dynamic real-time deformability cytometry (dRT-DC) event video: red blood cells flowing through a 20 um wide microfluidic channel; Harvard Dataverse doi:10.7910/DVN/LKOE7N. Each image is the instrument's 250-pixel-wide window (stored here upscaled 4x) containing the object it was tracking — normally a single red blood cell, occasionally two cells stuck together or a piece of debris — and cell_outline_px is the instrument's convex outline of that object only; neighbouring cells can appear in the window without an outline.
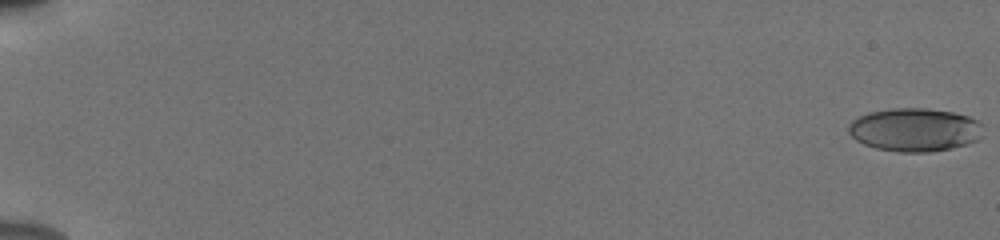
{"species": "human", "species_latin": "Homo sapiens", "temperature_condition": "cold", "stored_images_in_passage": 56, "camera_frame_rate_fps": 3000, "um_per_image_px": 0.085, "donor": {"sex": "male"}, "frame": {"image": 1, "passage_image": 1, "time_ms": 0.0, "image_size_px": [1000, 240], "cell_outline_px": [[984, 124], [980, 140], [968, 144], [952, 148], [928, 152], [900, 152], [876, 148], [864, 144], [856, 140], [848, 132], [848, 124], [852, 120], [868, 112], [892, 108], [928, 108], [952, 112], [968, 116]], "centroid_in_image_um": [77.78, 11.03], "position_along_channel_um": 7.2, "area_um2": 34.28}}
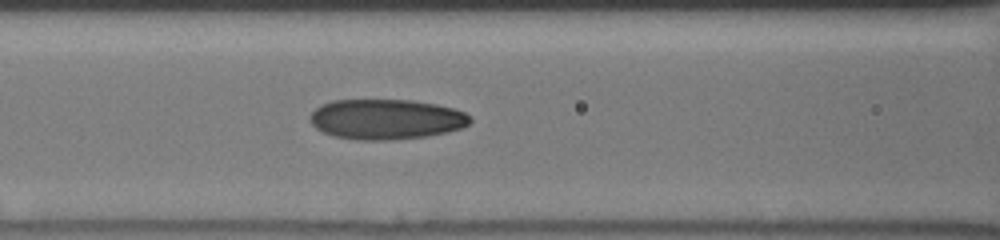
{"frame": {"image": 2, "passage_image": 27, "time_ms": 8.667, "image_size_px": [1000, 240], "cell_outline_px": [[472, 120], [468, 124], [460, 128], [448, 132], [428, 136], [388, 140], [356, 140], [336, 136], [324, 132], [316, 128], [312, 124], [308, 116], [320, 104], [332, 100], [412, 100], [436, 104], [452, 108], [464, 112], [472, 116]], "centroid_in_image_um": [32.82, 10.13], "position_along_channel_um": 133.8, "area_um2": 37.63}}
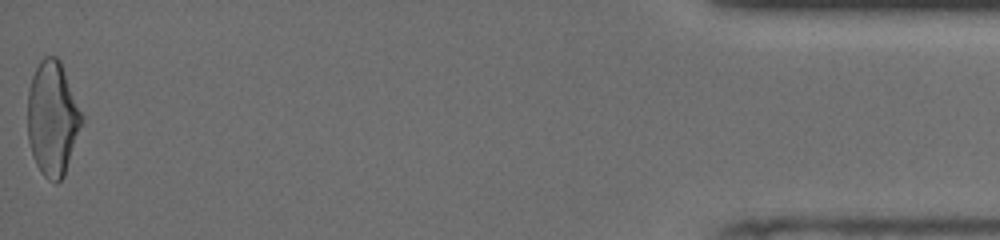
{"frame": {"image": 3, "passage_image": 56, "time_ms": 18.333, "image_size_px": [1000, 240], "cell_outline_px": [[84, 120], [64, 176], [56, 184], [48, 180], [40, 172], [32, 156], [28, 140], [28, 88], [32, 76], [40, 60], [44, 56], [56, 56], [60, 60], [84, 116]], "centroid_in_image_um": [4.47, 10.08], "position_along_channel_um": 430.7, "area_um2": 36.47}, "authors_computed_cell_mechanics": {"area_um2": 35.5759, "velocity_mm_per_s": 3.8839, "shape_relaxation_time_tau1_ms": 4.1793, "shape_relaxation_time_tau2_ms": 1.7094, "deformation_change_tau1": 0.1575, "deformation_change_tau2": 0.0852}}